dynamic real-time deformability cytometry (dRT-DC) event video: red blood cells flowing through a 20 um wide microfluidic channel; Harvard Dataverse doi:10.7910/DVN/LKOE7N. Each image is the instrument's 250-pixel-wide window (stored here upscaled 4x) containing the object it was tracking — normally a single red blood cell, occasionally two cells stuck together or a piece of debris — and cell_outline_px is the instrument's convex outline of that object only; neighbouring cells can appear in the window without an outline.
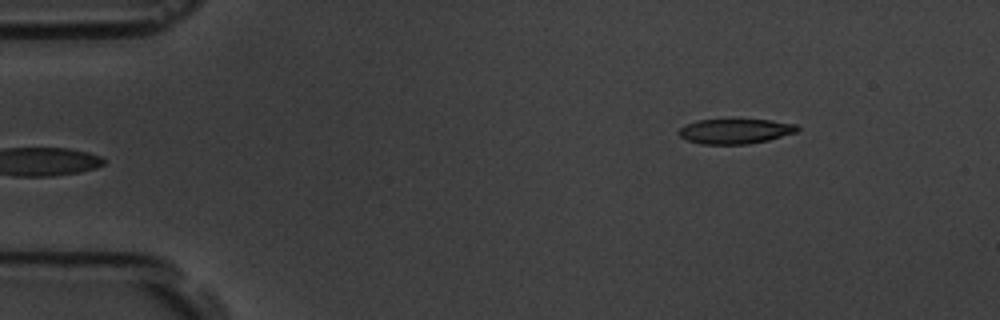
{"species": "common noctule bat (a hibernating species)", "species_latin": "Nyctalus noctula", "temperature_condition": "room temperature", "stored_images_in_passage": 5, "camera_frame_rate_fps": 3000, "um_per_image_px": 0.085, "animal": {"sex": "male", "body_mass_g": 19.5, "forearm_length_mm": 54.6}, "frame": {"image": 1, "passage_image": 5, "time_ms": 4.667, "image_size_px": [1000, 320], "cell_outline_px": [[800, 128], [796, 132], [768, 140], [748, 144], [700, 144], [688, 140], [680, 136], [676, 132], [680, 128], [696, 120], [772, 120], [796, 124]], "centroid_in_image_um": [62.49, 11.16], "position_along_channel_um": 22.5, "area_um2": 17.11}}